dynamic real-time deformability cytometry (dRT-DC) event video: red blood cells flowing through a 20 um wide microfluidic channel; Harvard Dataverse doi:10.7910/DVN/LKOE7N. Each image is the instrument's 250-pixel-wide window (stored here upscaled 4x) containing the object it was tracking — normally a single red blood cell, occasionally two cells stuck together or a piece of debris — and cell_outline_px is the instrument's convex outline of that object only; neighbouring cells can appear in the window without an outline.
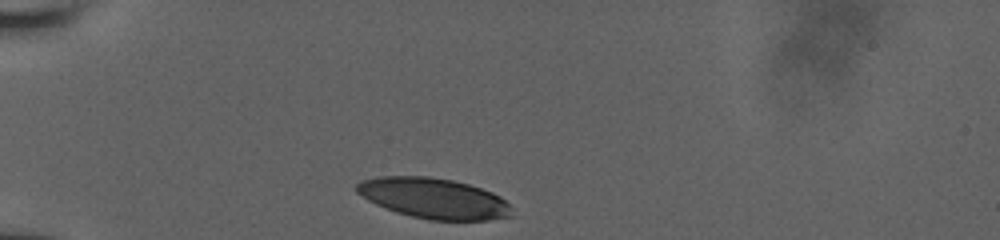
{"species": "human", "species_latin": "Homo sapiens", "temperature_condition": "room temperature", "stored_images_in_passage": 6, "camera_frame_rate_fps": 3000, "um_per_image_px": 0.085, "donor": {"sex": "male"}, "frame": {"image": 1, "passage_image": 1, "time_ms": 0.0, "image_size_px": [1000, 240], "cell_outline_px": [[512, 216], [488, 220], [432, 220], [412, 216], [396, 212], [376, 204], [368, 200], [356, 192], [356, 184], [364, 180], [380, 176], [428, 176], [452, 180], [468, 184], [492, 192], [500, 196], [512, 208]], "centroid_in_image_um": [36.88, 16.85], "position_along_channel_um": 48.1, "area_um2": 36.41}}
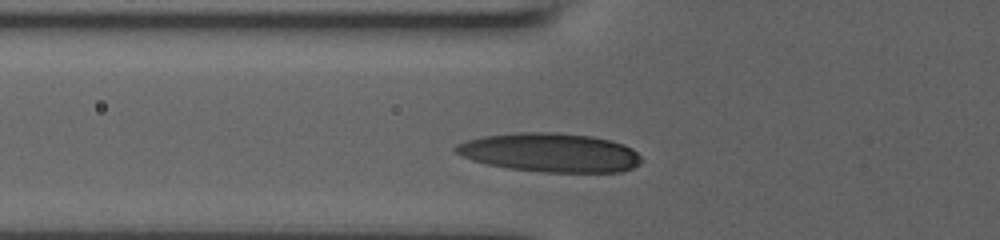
{"frame": {"image": 2, "passage_image": 5, "time_ms": 1.667, "image_size_px": [1000, 240], "cell_outline_px": [[644, 160], [640, 164], [632, 168], [620, 172], [544, 172], [508, 168], [488, 164], [472, 160], [460, 156], [452, 148], [456, 144], [468, 140], [484, 136], [520, 132], [556, 132], [592, 136], [624, 144], [632, 148]], "centroid_in_image_um": [46.77, 12.97], "position_along_channel_um": 79.0, "area_um2": 42.19}}